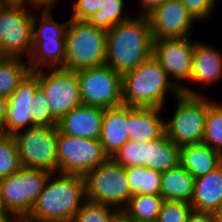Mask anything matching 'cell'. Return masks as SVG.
Listing matches in <instances>:
<instances>
[{
  "label": "cell",
  "instance_id": "cell-1",
  "mask_svg": "<svg viewBox=\"0 0 222 222\" xmlns=\"http://www.w3.org/2000/svg\"><path fill=\"white\" fill-rule=\"evenodd\" d=\"M152 52L153 37L148 16L134 14L107 32L105 64L121 76L149 59Z\"/></svg>",
  "mask_w": 222,
  "mask_h": 222
},
{
  "label": "cell",
  "instance_id": "cell-2",
  "mask_svg": "<svg viewBox=\"0 0 222 222\" xmlns=\"http://www.w3.org/2000/svg\"><path fill=\"white\" fill-rule=\"evenodd\" d=\"M85 200L84 176L51 173L29 215L37 222H72Z\"/></svg>",
  "mask_w": 222,
  "mask_h": 222
},
{
  "label": "cell",
  "instance_id": "cell-3",
  "mask_svg": "<svg viewBox=\"0 0 222 222\" xmlns=\"http://www.w3.org/2000/svg\"><path fill=\"white\" fill-rule=\"evenodd\" d=\"M180 93L153 56L122 76L123 105L164 108L169 97Z\"/></svg>",
  "mask_w": 222,
  "mask_h": 222
},
{
  "label": "cell",
  "instance_id": "cell-4",
  "mask_svg": "<svg viewBox=\"0 0 222 222\" xmlns=\"http://www.w3.org/2000/svg\"><path fill=\"white\" fill-rule=\"evenodd\" d=\"M7 99L5 134L14 135L34 125L57 126L58 121L51 115L47 98L33 72L24 77Z\"/></svg>",
  "mask_w": 222,
  "mask_h": 222
},
{
  "label": "cell",
  "instance_id": "cell-5",
  "mask_svg": "<svg viewBox=\"0 0 222 222\" xmlns=\"http://www.w3.org/2000/svg\"><path fill=\"white\" fill-rule=\"evenodd\" d=\"M107 32L71 19L66 31L65 69L79 71L105 64Z\"/></svg>",
  "mask_w": 222,
  "mask_h": 222
},
{
  "label": "cell",
  "instance_id": "cell-6",
  "mask_svg": "<svg viewBox=\"0 0 222 222\" xmlns=\"http://www.w3.org/2000/svg\"><path fill=\"white\" fill-rule=\"evenodd\" d=\"M172 116L165 118V134L178 146L202 143L209 97L180 93ZM178 102V103H177Z\"/></svg>",
  "mask_w": 222,
  "mask_h": 222
},
{
  "label": "cell",
  "instance_id": "cell-7",
  "mask_svg": "<svg viewBox=\"0 0 222 222\" xmlns=\"http://www.w3.org/2000/svg\"><path fill=\"white\" fill-rule=\"evenodd\" d=\"M35 11L22 2L10 1L0 10V51L3 57H30Z\"/></svg>",
  "mask_w": 222,
  "mask_h": 222
},
{
  "label": "cell",
  "instance_id": "cell-8",
  "mask_svg": "<svg viewBox=\"0 0 222 222\" xmlns=\"http://www.w3.org/2000/svg\"><path fill=\"white\" fill-rule=\"evenodd\" d=\"M86 199L122 211L132 197L125 168L109 158L84 176Z\"/></svg>",
  "mask_w": 222,
  "mask_h": 222
},
{
  "label": "cell",
  "instance_id": "cell-9",
  "mask_svg": "<svg viewBox=\"0 0 222 222\" xmlns=\"http://www.w3.org/2000/svg\"><path fill=\"white\" fill-rule=\"evenodd\" d=\"M13 136L21 166L57 173V126L34 125Z\"/></svg>",
  "mask_w": 222,
  "mask_h": 222
},
{
  "label": "cell",
  "instance_id": "cell-10",
  "mask_svg": "<svg viewBox=\"0 0 222 222\" xmlns=\"http://www.w3.org/2000/svg\"><path fill=\"white\" fill-rule=\"evenodd\" d=\"M108 159L99 139L78 138L58 130L57 173L85 176Z\"/></svg>",
  "mask_w": 222,
  "mask_h": 222
},
{
  "label": "cell",
  "instance_id": "cell-11",
  "mask_svg": "<svg viewBox=\"0 0 222 222\" xmlns=\"http://www.w3.org/2000/svg\"><path fill=\"white\" fill-rule=\"evenodd\" d=\"M50 174L42 169L22 166L16 173L1 178V198L7 212L29 214Z\"/></svg>",
  "mask_w": 222,
  "mask_h": 222
},
{
  "label": "cell",
  "instance_id": "cell-12",
  "mask_svg": "<svg viewBox=\"0 0 222 222\" xmlns=\"http://www.w3.org/2000/svg\"><path fill=\"white\" fill-rule=\"evenodd\" d=\"M33 73L38 77L39 88L47 98L51 115L57 121L82 104L76 71L55 68L40 69Z\"/></svg>",
  "mask_w": 222,
  "mask_h": 222
},
{
  "label": "cell",
  "instance_id": "cell-13",
  "mask_svg": "<svg viewBox=\"0 0 222 222\" xmlns=\"http://www.w3.org/2000/svg\"><path fill=\"white\" fill-rule=\"evenodd\" d=\"M83 105L113 108L123 104L122 76L104 64L76 71Z\"/></svg>",
  "mask_w": 222,
  "mask_h": 222
},
{
  "label": "cell",
  "instance_id": "cell-14",
  "mask_svg": "<svg viewBox=\"0 0 222 222\" xmlns=\"http://www.w3.org/2000/svg\"><path fill=\"white\" fill-rule=\"evenodd\" d=\"M193 36L153 40L152 56L181 92L190 82L195 40Z\"/></svg>",
  "mask_w": 222,
  "mask_h": 222
},
{
  "label": "cell",
  "instance_id": "cell-15",
  "mask_svg": "<svg viewBox=\"0 0 222 222\" xmlns=\"http://www.w3.org/2000/svg\"><path fill=\"white\" fill-rule=\"evenodd\" d=\"M147 16L153 40L192 36L198 24L181 0H164Z\"/></svg>",
  "mask_w": 222,
  "mask_h": 222
},
{
  "label": "cell",
  "instance_id": "cell-16",
  "mask_svg": "<svg viewBox=\"0 0 222 222\" xmlns=\"http://www.w3.org/2000/svg\"><path fill=\"white\" fill-rule=\"evenodd\" d=\"M222 80V50L210 43L195 41L193 53V65L190 82L181 91L186 95H202V91L189 85H197L202 90L210 88ZM192 83V84H191ZM195 83V84H194ZM216 83V84H215ZM210 86V87H209ZM205 87V88H204Z\"/></svg>",
  "mask_w": 222,
  "mask_h": 222
},
{
  "label": "cell",
  "instance_id": "cell-17",
  "mask_svg": "<svg viewBox=\"0 0 222 222\" xmlns=\"http://www.w3.org/2000/svg\"><path fill=\"white\" fill-rule=\"evenodd\" d=\"M104 108L79 105L57 123L61 133L78 138L100 139Z\"/></svg>",
  "mask_w": 222,
  "mask_h": 222
},
{
  "label": "cell",
  "instance_id": "cell-18",
  "mask_svg": "<svg viewBox=\"0 0 222 222\" xmlns=\"http://www.w3.org/2000/svg\"><path fill=\"white\" fill-rule=\"evenodd\" d=\"M164 108L128 106V136L130 141L159 139L165 134Z\"/></svg>",
  "mask_w": 222,
  "mask_h": 222
},
{
  "label": "cell",
  "instance_id": "cell-19",
  "mask_svg": "<svg viewBox=\"0 0 222 222\" xmlns=\"http://www.w3.org/2000/svg\"><path fill=\"white\" fill-rule=\"evenodd\" d=\"M127 123V105L122 104L113 108H104L99 140L109 158H112L117 151L129 141Z\"/></svg>",
  "mask_w": 222,
  "mask_h": 222
},
{
  "label": "cell",
  "instance_id": "cell-20",
  "mask_svg": "<svg viewBox=\"0 0 222 222\" xmlns=\"http://www.w3.org/2000/svg\"><path fill=\"white\" fill-rule=\"evenodd\" d=\"M193 210L214 213L222 203V164L208 174L195 178Z\"/></svg>",
  "mask_w": 222,
  "mask_h": 222
},
{
  "label": "cell",
  "instance_id": "cell-21",
  "mask_svg": "<svg viewBox=\"0 0 222 222\" xmlns=\"http://www.w3.org/2000/svg\"><path fill=\"white\" fill-rule=\"evenodd\" d=\"M180 164L198 178L222 164V156L205 143L187 144L180 148Z\"/></svg>",
  "mask_w": 222,
  "mask_h": 222
},
{
  "label": "cell",
  "instance_id": "cell-22",
  "mask_svg": "<svg viewBox=\"0 0 222 222\" xmlns=\"http://www.w3.org/2000/svg\"><path fill=\"white\" fill-rule=\"evenodd\" d=\"M66 39L32 41V52L27 59L31 72L40 69H65Z\"/></svg>",
  "mask_w": 222,
  "mask_h": 222
},
{
  "label": "cell",
  "instance_id": "cell-23",
  "mask_svg": "<svg viewBox=\"0 0 222 222\" xmlns=\"http://www.w3.org/2000/svg\"><path fill=\"white\" fill-rule=\"evenodd\" d=\"M195 178L181 165L162 172L161 196L164 200L189 202Z\"/></svg>",
  "mask_w": 222,
  "mask_h": 222
},
{
  "label": "cell",
  "instance_id": "cell-24",
  "mask_svg": "<svg viewBox=\"0 0 222 222\" xmlns=\"http://www.w3.org/2000/svg\"><path fill=\"white\" fill-rule=\"evenodd\" d=\"M180 148L166 134L149 141L148 168L164 172L177 167L180 164Z\"/></svg>",
  "mask_w": 222,
  "mask_h": 222
},
{
  "label": "cell",
  "instance_id": "cell-25",
  "mask_svg": "<svg viewBox=\"0 0 222 222\" xmlns=\"http://www.w3.org/2000/svg\"><path fill=\"white\" fill-rule=\"evenodd\" d=\"M163 201L161 195H133L122 212L133 222H156Z\"/></svg>",
  "mask_w": 222,
  "mask_h": 222
},
{
  "label": "cell",
  "instance_id": "cell-26",
  "mask_svg": "<svg viewBox=\"0 0 222 222\" xmlns=\"http://www.w3.org/2000/svg\"><path fill=\"white\" fill-rule=\"evenodd\" d=\"M131 195H161L162 172L146 166H130L125 168Z\"/></svg>",
  "mask_w": 222,
  "mask_h": 222
},
{
  "label": "cell",
  "instance_id": "cell-27",
  "mask_svg": "<svg viewBox=\"0 0 222 222\" xmlns=\"http://www.w3.org/2000/svg\"><path fill=\"white\" fill-rule=\"evenodd\" d=\"M29 72L27 59L2 57L0 59V96L10 97Z\"/></svg>",
  "mask_w": 222,
  "mask_h": 222
},
{
  "label": "cell",
  "instance_id": "cell-28",
  "mask_svg": "<svg viewBox=\"0 0 222 222\" xmlns=\"http://www.w3.org/2000/svg\"><path fill=\"white\" fill-rule=\"evenodd\" d=\"M53 10L35 11L33 14V41L50 39H66V31L70 22H58L53 17Z\"/></svg>",
  "mask_w": 222,
  "mask_h": 222
},
{
  "label": "cell",
  "instance_id": "cell-29",
  "mask_svg": "<svg viewBox=\"0 0 222 222\" xmlns=\"http://www.w3.org/2000/svg\"><path fill=\"white\" fill-rule=\"evenodd\" d=\"M126 3L125 0H103L99 11H96L87 21L95 28L108 32L115 25L133 16L125 12Z\"/></svg>",
  "mask_w": 222,
  "mask_h": 222
},
{
  "label": "cell",
  "instance_id": "cell-30",
  "mask_svg": "<svg viewBox=\"0 0 222 222\" xmlns=\"http://www.w3.org/2000/svg\"><path fill=\"white\" fill-rule=\"evenodd\" d=\"M209 110L205 119L202 142L222 156V101L209 96Z\"/></svg>",
  "mask_w": 222,
  "mask_h": 222
},
{
  "label": "cell",
  "instance_id": "cell-31",
  "mask_svg": "<svg viewBox=\"0 0 222 222\" xmlns=\"http://www.w3.org/2000/svg\"><path fill=\"white\" fill-rule=\"evenodd\" d=\"M149 141H127L112 157V159L124 168L130 166L148 167Z\"/></svg>",
  "mask_w": 222,
  "mask_h": 222
},
{
  "label": "cell",
  "instance_id": "cell-32",
  "mask_svg": "<svg viewBox=\"0 0 222 222\" xmlns=\"http://www.w3.org/2000/svg\"><path fill=\"white\" fill-rule=\"evenodd\" d=\"M119 212L112 206L86 199L72 222H113Z\"/></svg>",
  "mask_w": 222,
  "mask_h": 222
},
{
  "label": "cell",
  "instance_id": "cell-33",
  "mask_svg": "<svg viewBox=\"0 0 222 222\" xmlns=\"http://www.w3.org/2000/svg\"><path fill=\"white\" fill-rule=\"evenodd\" d=\"M21 167L14 136L0 134V179L16 173Z\"/></svg>",
  "mask_w": 222,
  "mask_h": 222
},
{
  "label": "cell",
  "instance_id": "cell-34",
  "mask_svg": "<svg viewBox=\"0 0 222 222\" xmlns=\"http://www.w3.org/2000/svg\"><path fill=\"white\" fill-rule=\"evenodd\" d=\"M192 211L189 202L164 200L156 222H187Z\"/></svg>",
  "mask_w": 222,
  "mask_h": 222
},
{
  "label": "cell",
  "instance_id": "cell-35",
  "mask_svg": "<svg viewBox=\"0 0 222 222\" xmlns=\"http://www.w3.org/2000/svg\"><path fill=\"white\" fill-rule=\"evenodd\" d=\"M187 10L201 23L209 20L216 10L218 0H181Z\"/></svg>",
  "mask_w": 222,
  "mask_h": 222
},
{
  "label": "cell",
  "instance_id": "cell-36",
  "mask_svg": "<svg viewBox=\"0 0 222 222\" xmlns=\"http://www.w3.org/2000/svg\"><path fill=\"white\" fill-rule=\"evenodd\" d=\"M103 3V0H73L70 11L71 19H78L87 21L92 15L99 11Z\"/></svg>",
  "mask_w": 222,
  "mask_h": 222
},
{
  "label": "cell",
  "instance_id": "cell-37",
  "mask_svg": "<svg viewBox=\"0 0 222 222\" xmlns=\"http://www.w3.org/2000/svg\"><path fill=\"white\" fill-rule=\"evenodd\" d=\"M59 0H22L21 2L28 8L36 11L53 10Z\"/></svg>",
  "mask_w": 222,
  "mask_h": 222
},
{
  "label": "cell",
  "instance_id": "cell-38",
  "mask_svg": "<svg viewBox=\"0 0 222 222\" xmlns=\"http://www.w3.org/2000/svg\"><path fill=\"white\" fill-rule=\"evenodd\" d=\"M139 4V11L136 15L147 16L156 7H158L164 0H137Z\"/></svg>",
  "mask_w": 222,
  "mask_h": 222
},
{
  "label": "cell",
  "instance_id": "cell-39",
  "mask_svg": "<svg viewBox=\"0 0 222 222\" xmlns=\"http://www.w3.org/2000/svg\"><path fill=\"white\" fill-rule=\"evenodd\" d=\"M187 222H215V215L214 213L193 210Z\"/></svg>",
  "mask_w": 222,
  "mask_h": 222
},
{
  "label": "cell",
  "instance_id": "cell-40",
  "mask_svg": "<svg viewBox=\"0 0 222 222\" xmlns=\"http://www.w3.org/2000/svg\"><path fill=\"white\" fill-rule=\"evenodd\" d=\"M8 99L0 96V134H5Z\"/></svg>",
  "mask_w": 222,
  "mask_h": 222
},
{
  "label": "cell",
  "instance_id": "cell-41",
  "mask_svg": "<svg viewBox=\"0 0 222 222\" xmlns=\"http://www.w3.org/2000/svg\"><path fill=\"white\" fill-rule=\"evenodd\" d=\"M3 222H35L29 214H9Z\"/></svg>",
  "mask_w": 222,
  "mask_h": 222
},
{
  "label": "cell",
  "instance_id": "cell-42",
  "mask_svg": "<svg viewBox=\"0 0 222 222\" xmlns=\"http://www.w3.org/2000/svg\"><path fill=\"white\" fill-rule=\"evenodd\" d=\"M113 222H133L122 211H120L114 218Z\"/></svg>",
  "mask_w": 222,
  "mask_h": 222
},
{
  "label": "cell",
  "instance_id": "cell-43",
  "mask_svg": "<svg viewBox=\"0 0 222 222\" xmlns=\"http://www.w3.org/2000/svg\"><path fill=\"white\" fill-rule=\"evenodd\" d=\"M215 222H222V203L218 207V209L214 212Z\"/></svg>",
  "mask_w": 222,
  "mask_h": 222
},
{
  "label": "cell",
  "instance_id": "cell-44",
  "mask_svg": "<svg viewBox=\"0 0 222 222\" xmlns=\"http://www.w3.org/2000/svg\"><path fill=\"white\" fill-rule=\"evenodd\" d=\"M9 215V213L7 212V210L5 209L3 202H2V198H1V192H0V217H7Z\"/></svg>",
  "mask_w": 222,
  "mask_h": 222
},
{
  "label": "cell",
  "instance_id": "cell-45",
  "mask_svg": "<svg viewBox=\"0 0 222 222\" xmlns=\"http://www.w3.org/2000/svg\"><path fill=\"white\" fill-rule=\"evenodd\" d=\"M8 0H0V10L8 3Z\"/></svg>",
  "mask_w": 222,
  "mask_h": 222
},
{
  "label": "cell",
  "instance_id": "cell-46",
  "mask_svg": "<svg viewBox=\"0 0 222 222\" xmlns=\"http://www.w3.org/2000/svg\"><path fill=\"white\" fill-rule=\"evenodd\" d=\"M10 2H21L22 0H8Z\"/></svg>",
  "mask_w": 222,
  "mask_h": 222
},
{
  "label": "cell",
  "instance_id": "cell-47",
  "mask_svg": "<svg viewBox=\"0 0 222 222\" xmlns=\"http://www.w3.org/2000/svg\"><path fill=\"white\" fill-rule=\"evenodd\" d=\"M5 220V217H0V222H3Z\"/></svg>",
  "mask_w": 222,
  "mask_h": 222
}]
</instances>
